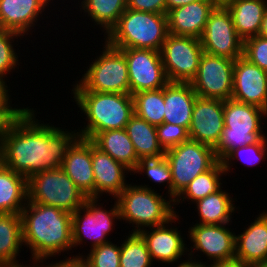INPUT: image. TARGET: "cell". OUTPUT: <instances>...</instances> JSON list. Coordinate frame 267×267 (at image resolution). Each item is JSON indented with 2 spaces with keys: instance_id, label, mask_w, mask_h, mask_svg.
Instances as JSON below:
<instances>
[{
  "instance_id": "6da1fadb",
  "label": "cell",
  "mask_w": 267,
  "mask_h": 267,
  "mask_svg": "<svg viewBox=\"0 0 267 267\" xmlns=\"http://www.w3.org/2000/svg\"><path fill=\"white\" fill-rule=\"evenodd\" d=\"M28 108L13 123L0 144L1 164L26 179L46 170L60 168L77 130L44 124ZM76 131V132H75Z\"/></svg>"
},
{
  "instance_id": "7a4b0ae2",
  "label": "cell",
  "mask_w": 267,
  "mask_h": 267,
  "mask_svg": "<svg viewBox=\"0 0 267 267\" xmlns=\"http://www.w3.org/2000/svg\"><path fill=\"white\" fill-rule=\"evenodd\" d=\"M23 245L32 260L45 261L72 250V215L56 207L27 202L20 213Z\"/></svg>"
},
{
  "instance_id": "3957f363",
  "label": "cell",
  "mask_w": 267,
  "mask_h": 267,
  "mask_svg": "<svg viewBox=\"0 0 267 267\" xmlns=\"http://www.w3.org/2000/svg\"><path fill=\"white\" fill-rule=\"evenodd\" d=\"M74 100L86 117L87 125L78 136L92 139L97 133L124 129L134 114V100L130 93H101L73 91Z\"/></svg>"
},
{
  "instance_id": "277c9868",
  "label": "cell",
  "mask_w": 267,
  "mask_h": 267,
  "mask_svg": "<svg viewBox=\"0 0 267 267\" xmlns=\"http://www.w3.org/2000/svg\"><path fill=\"white\" fill-rule=\"evenodd\" d=\"M149 185L128 184L114 199L119 208L120 220L135 227L133 232L168 223L177 211L174 201L164 198ZM134 224L136 226H134Z\"/></svg>"
},
{
  "instance_id": "5b68a950",
  "label": "cell",
  "mask_w": 267,
  "mask_h": 267,
  "mask_svg": "<svg viewBox=\"0 0 267 267\" xmlns=\"http://www.w3.org/2000/svg\"><path fill=\"white\" fill-rule=\"evenodd\" d=\"M168 32L166 14L126 9L105 36L115 48H141L161 51Z\"/></svg>"
},
{
  "instance_id": "8992f818",
  "label": "cell",
  "mask_w": 267,
  "mask_h": 267,
  "mask_svg": "<svg viewBox=\"0 0 267 267\" xmlns=\"http://www.w3.org/2000/svg\"><path fill=\"white\" fill-rule=\"evenodd\" d=\"M224 124L220 142L215 147V155L222 161L233 149L257 143L262 134L261 120L267 111L246 103L228 99L223 101Z\"/></svg>"
},
{
  "instance_id": "52a82bcc",
  "label": "cell",
  "mask_w": 267,
  "mask_h": 267,
  "mask_svg": "<svg viewBox=\"0 0 267 267\" xmlns=\"http://www.w3.org/2000/svg\"><path fill=\"white\" fill-rule=\"evenodd\" d=\"M100 56L92 61L72 91L130 93L128 65L124 53L104 42Z\"/></svg>"
},
{
  "instance_id": "ba28073f",
  "label": "cell",
  "mask_w": 267,
  "mask_h": 267,
  "mask_svg": "<svg viewBox=\"0 0 267 267\" xmlns=\"http://www.w3.org/2000/svg\"><path fill=\"white\" fill-rule=\"evenodd\" d=\"M27 188L28 202L56 207L71 215L87 199L61 167L31 176Z\"/></svg>"
},
{
  "instance_id": "9c48e42d",
  "label": "cell",
  "mask_w": 267,
  "mask_h": 267,
  "mask_svg": "<svg viewBox=\"0 0 267 267\" xmlns=\"http://www.w3.org/2000/svg\"><path fill=\"white\" fill-rule=\"evenodd\" d=\"M172 174V200L174 201L199 174L210 170L219 159L214 148L188 139L165 151Z\"/></svg>"
},
{
  "instance_id": "30bf717a",
  "label": "cell",
  "mask_w": 267,
  "mask_h": 267,
  "mask_svg": "<svg viewBox=\"0 0 267 267\" xmlns=\"http://www.w3.org/2000/svg\"><path fill=\"white\" fill-rule=\"evenodd\" d=\"M98 201L99 198H87L84 205L72 214L73 247L80 246L87 238L91 241V248L110 242L106 236L113 231L115 220L120 221L117 201L110 210L104 209Z\"/></svg>"
},
{
  "instance_id": "8fae6325",
  "label": "cell",
  "mask_w": 267,
  "mask_h": 267,
  "mask_svg": "<svg viewBox=\"0 0 267 267\" xmlns=\"http://www.w3.org/2000/svg\"><path fill=\"white\" fill-rule=\"evenodd\" d=\"M160 52L169 82L181 83L195 78L204 53L200 39L172 34L167 35Z\"/></svg>"
},
{
  "instance_id": "7c38bea8",
  "label": "cell",
  "mask_w": 267,
  "mask_h": 267,
  "mask_svg": "<svg viewBox=\"0 0 267 267\" xmlns=\"http://www.w3.org/2000/svg\"><path fill=\"white\" fill-rule=\"evenodd\" d=\"M223 225L214 224H199L193 223L190 229H188V237L192 242L193 247L187 248L188 262L198 266H211L221 262H227L235 260V232L231 231L229 227ZM233 232V233H232ZM203 252L207 259L211 261L209 265H206L200 260H196L193 251ZM190 255V257H189ZM194 258V259H193ZM193 259V260H192Z\"/></svg>"
},
{
  "instance_id": "4fadbf2b",
  "label": "cell",
  "mask_w": 267,
  "mask_h": 267,
  "mask_svg": "<svg viewBox=\"0 0 267 267\" xmlns=\"http://www.w3.org/2000/svg\"><path fill=\"white\" fill-rule=\"evenodd\" d=\"M235 60L203 53L190 82L198 97L226 101L232 98Z\"/></svg>"
},
{
  "instance_id": "5bb4252c",
  "label": "cell",
  "mask_w": 267,
  "mask_h": 267,
  "mask_svg": "<svg viewBox=\"0 0 267 267\" xmlns=\"http://www.w3.org/2000/svg\"><path fill=\"white\" fill-rule=\"evenodd\" d=\"M204 53L236 60L243 56L244 40L235 30L226 7H215L200 38Z\"/></svg>"
},
{
  "instance_id": "9a60e30c",
  "label": "cell",
  "mask_w": 267,
  "mask_h": 267,
  "mask_svg": "<svg viewBox=\"0 0 267 267\" xmlns=\"http://www.w3.org/2000/svg\"><path fill=\"white\" fill-rule=\"evenodd\" d=\"M126 58L130 94L156 90L169 83L162 62L161 52L141 48H117Z\"/></svg>"
},
{
  "instance_id": "2e32d148",
  "label": "cell",
  "mask_w": 267,
  "mask_h": 267,
  "mask_svg": "<svg viewBox=\"0 0 267 267\" xmlns=\"http://www.w3.org/2000/svg\"><path fill=\"white\" fill-rule=\"evenodd\" d=\"M223 119L222 100L197 97L188 130L189 139L215 149L225 127Z\"/></svg>"
},
{
  "instance_id": "e0dca14e",
  "label": "cell",
  "mask_w": 267,
  "mask_h": 267,
  "mask_svg": "<svg viewBox=\"0 0 267 267\" xmlns=\"http://www.w3.org/2000/svg\"><path fill=\"white\" fill-rule=\"evenodd\" d=\"M232 99L267 111V72L243 56L234 63Z\"/></svg>"
},
{
  "instance_id": "ac0fdd59",
  "label": "cell",
  "mask_w": 267,
  "mask_h": 267,
  "mask_svg": "<svg viewBox=\"0 0 267 267\" xmlns=\"http://www.w3.org/2000/svg\"><path fill=\"white\" fill-rule=\"evenodd\" d=\"M179 216L176 214L168 223L163 225L149 227L151 232L147 228L138 232L146 242L152 261L173 264L179 262V259L182 260V255L187 253V246L183 236H181L182 233L177 227H172V223L179 220ZM167 224H171V228Z\"/></svg>"
},
{
  "instance_id": "d6986e66",
  "label": "cell",
  "mask_w": 267,
  "mask_h": 267,
  "mask_svg": "<svg viewBox=\"0 0 267 267\" xmlns=\"http://www.w3.org/2000/svg\"><path fill=\"white\" fill-rule=\"evenodd\" d=\"M61 168L87 198H94L92 141L77 137L68 147Z\"/></svg>"
},
{
  "instance_id": "ffe728a7",
  "label": "cell",
  "mask_w": 267,
  "mask_h": 267,
  "mask_svg": "<svg viewBox=\"0 0 267 267\" xmlns=\"http://www.w3.org/2000/svg\"><path fill=\"white\" fill-rule=\"evenodd\" d=\"M92 169L94 173V198L109 194L116 198L128 185L125 172L130 171L123 164L114 160L92 142Z\"/></svg>"
},
{
  "instance_id": "44dd1931",
  "label": "cell",
  "mask_w": 267,
  "mask_h": 267,
  "mask_svg": "<svg viewBox=\"0 0 267 267\" xmlns=\"http://www.w3.org/2000/svg\"><path fill=\"white\" fill-rule=\"evenodd\" d=\"M51 0H0V29L22 35L35 27Z\"/></svg>"
},
{
  "instance_id": "7402d4cb",
  "label": "cell",
  "mask_w": 267,
  "mask_h": 267,
  "mask_svg": "<svg viewBox=\"0 0 267 267\" xmlns=\"http://www.w3.org/2000/svg\"><path fill=\"white\" fill-rule=\"evenodd\" d=\"M247 228V229H246ZM235 235V259L256 266L267 263V211Z\"/></svg>"
},
{
  "instance_id": "603a6c76",
  "label": "cell",
  "mask_w": 267,
  "mask_h": 267,
  "mask_svg": "<svg viewBox=\"0 0 267 267\" xmlns=\"http://www.w3.org/2000/svg\"><path fill=\"white\" fill-rule=\"evenodd\" d=\"M214 8L207 0H198L168 11L166 16L169 34L200 39Z\"/></svg>"
},
{
  "instance_id": "cb8c5ba5",
  "label": "cell",
  "mask_w": 267,
  "mask_h": 267,
  "mask_svg": "<svg viewBox=\"0 0 267 267\" xmlns=\"http://www.w3.org/2000/svg\"><path fill=\"white\" fill-rule=\"evenodd\" d=\"M190 83L169 82L164 86V121L189 130L197 98Z\"/></svg>"
},
{
  "instance_id": "d4e9b609",
  "label": "cell",
  "mask_w": 267,
  "mask_h": 267,
  "mask_svg": "<svg viewBox=\"0 0 267 267\" xmlns=\"http://www.w3.org/2000/svg\"><path fill=\"white\" fill-rule=\"evenodd\" d=\"M226 8L236 32L243 40L259 34L267 0H232Z\"/></svg>"
},
{
  "instance_id": "484cf974",
  "label": "cell",
  "mask_w": 267,
  "mask_h": 267,
  "mask_svg": "<svg viewBox=\"0 0 267 267\" xmlns=\"http://www.w3.org/2000/svg\"><path fill=\"white\" fill-rule=\"evenodd\" d=\"M91 141L100 150L128 168L130 175L136 169L140 160L125 128L97 133Z\"/></svg>"
},
{
  "instance_id": "4316f807",
  "label": "cell",
  "mask_w": 267,
  "mask_h": 267,
  "mask_svg": "<svg viewBox=\"0 0 267 267\" xmlns=\"http://www.w3.org/2000/svg\"><path fill=\"white\" fill-rule=\"evenodd\" d=\"M27 202V179L0 163V213L20 214Z\"/></svg>"
},
{
  "instance_id": "83f0119b",
  "label": "cell",
  "mask_w": 267,
  "mask_h": 267,
  "mask_svg": "<svg viewBox=\"0 0 267 267\" xmlns=\"http://www.w3.org/2000/svg\"><path fill=\"white\" fill-rule=\"evenodd\" d=\"M125 130L139 160L164 156L165 151L158 142L156 126L149 124L134 113L126 124Z\"/></svg>"
},
{
  "instance_id": "f1b7e54d",
  "label": "cell",
  "mask_w": 267,
  "mask_h": 267,
  "mask_svg": "<svg viewBox=\"0 0 267 267\" xmlns=\"http://www.w3.org/2000/svg\"><path fill=\"white\" fill-rule=\"evenodd\" d=\"M226 190L220 189L216 193L209 194L201 200L195 202L196 211L200 216L197 221L199 224L223 225L232 223V213L235 212L236 206L234 199Z\"/></svg>"
},
{
  "instance_id": "f546056e",
  "label": "cell",
  "mask_w": 267,
  "mask_h": 267,
  "mask_svg": "<svg viewBox=\"0 0 267 267\" xmlns=\"http://www.w3.org/2000/svg\"><path fill=\"white\" fill-rule=\"evenodd\" d=\"M22 246L20 214L0 213V265L21 264L16 258Z\"/></svg>"
},
{
  "instance_id": "4dcf8cb0",
  "label": "cell",
  "mask_w": 267,
  "mask_h": 267,
  "mask_svg": "<svg viewBox=\"0 0 267 267\" xmlns=\"http://www.w3.org/2000/svg\"><path fill=\"white\" fill-rule=\"evenodd\" d=\"M80 5V10H84L85 15L88 14L94 25L103 28V35L110 32L127 9L126 0H82Z\"/></svg>"
},
{
  "instance_id": "1f68e13d",
  "label": "cell",
  "mask_w": 267,
  "mask_h": 267,
  "mask_svg": "<svg viewBox=\"0 0 267 267\" xmlns=\"http://www.w3.org/2000/svg\"><path fill=\"white\" fill-rule=\"evenodd\" d=\"M223 174L225 175L226 173L222 162L219 160L210 170L199 174L188 184L183 192L174 200V210H176L175 205H179L180 202L185 201L184 199L195 203L209 194L219 191L223 188V183L220 181Z\"/></svg>"
},
{
  "instance_id": "d6a6232c",
  "label": "cell",
  "mask_w": 267,
  "mask_h": 267,
  "mask_svg": "<svg viewBox=\"0 0 267 267\" xmlns=\"http://www.w3.org/2000/svg\"><path fill=\"white\" fill-rule=\"evenodd\" d=\"M134 113L149 124L158 126L164 121V87L140 91L132 95Z\"/></svg>"
},
{
  "instance_id": "836d02e7",
  "label": "cell",
  "mask_w": 267,
  "mask_h": 267,
  "mask_svg": "<svg viewBox=\"0 0 267 267\" xmlns=\"http://www.w3.org/2000/svg\"><path fill=\"white\" fill-rule=\"evenodd\" d=\"M120 244V267H151L152 259L146 242L138 232H131Z\"/></svg>"
},
{
  "instance_id": "e575fe53",
  "label": "cell",
  "mask_w": 267,
  "mask_h": 267,
  "mask_svg": "<svg viewBox=\"0 0 267 267\" xmlns=\"http://www.w3.org/2000/svg\"><path fill=\"white\" fill-rule=\"evenodd\" d=\"M90 249L87 256L79 254V256L67 257L66 260L80 259L86 267H120L119 245L110 241Z\"/></svg>"
},
{
  "instance_id": "d590c367",
  "label": "cell",
  "mask_w": 267,
  "mask_h": 267,
  "mask_svg": "<svg viewBox=\"0 0 267 267\" xmlns=\"http://www.w3.org/2000/svg\"><path fill=\"white\" fill-rule=\"evenodd\" d=\"M266 156L267 138H261L257 143L233 149L221 162L223 164L224 171L227 174L230 172V168L233 166L232 161L234 160L238 159L248 166H254L259 162L261 163V161H265L264 158L266 159Z\"/></svg>"
},
{
  "instance_id": "8d00e7d4",
  "label": "cell",
  "mask_w": 267,
  "mask_h": 267,
  "mask_svg": "<svg viewBox=\"0 0 267 267\" xmlns=\"http://www.w3.org/2000/svg\"><path fill=\"white\" fill-rule=\"evenodd\" d=\"M132 173H144L149 180L156 184L163 183L164 185L166 183L165 187L168 189V197L172 199V174L165 156L140 160Z\"/></svg>"
},
{
  "instance_id": "74e56055",
  "label": "cell",
  "mask_w": 267,
  "mask_h": 267,
  "mask_svg": "<svg viewBox=\"0 0 267 267\" xmlns=\"http://www.w3.org/2000/svg\"><path fill=\"white\" fill-rule=\"evenodd\" d=\"M20 36L22 35L17 32L0 29V78L4 80L7 73L9 74L19 65L18 55L13 48V44L18 37L21 39Z\"/></svg>"
},
{
  "instance_id": "f35d334b",
  "label": "cell",
  "mask_w": 267,
  "mask_h": 267,
  "mask_svg": "<svg viewBox=\"0 0 267 267\" xmlns=\"http://www.w3.org/2000/svg\"><path fill=\"white\" fill-rule=\"evenodd\" d=\"M243 57L267 72V38L257 35L244 40Z\"/></svg>"
},
{
  "instance_id": "ab89813d",
  "label": "cell",
  "mask_w": 267,
  "mask_h": 267,
  "mask_svg": "<svg viewBox=\"0 0 267 267\" xmlns=\"http://www.w3.org/2000/svg\"><path fill=\"white\" fill-rule=\"evenodd\" d=\"M156 133L158 142L164 151L189 139L188 130L185 127L171 123H162L156 126Z\"/></svg>"
},
{
  "instance_id": "60d3db41",
  "label": "cell",
  "mask_w": 267,
  "mask_h": 267,
  "mask_svg": "<svg viewBox=\"0 0 267 267\" xmlns=\"http://www.w3.org/2000/svg\"><path fill=\"white\" fill-rule=\"evenodd\" d=\"M9 103L4 109H0V144L4 140L13 123L23 114L27 108H13Z\"/></svg>"
},
{
  "instance_id": "b9f144b4",
  "label": "cell",
  "mask_w": 267,
  "mask_h": 267,
  "mask_svg": "<svg viewBox=\"0 0 267 267\" xmlns=\"http://www.w3.org/2000/svg\"><path fill=\"white\" fill-rule=\"evenodd\" d=\"M127 8L135 11L167 14L166 0H126Z\"/></svg>"
},
{
  "instance_id": "7bdbcfd3",
  "label": "cell",
  "mask_w": 267,
  "mask_h": 267,
  "mask_svg": "<svg viewBox=\"0 0 267 267\" xmlns=\"http://www.w3.org/2000/svg\"><path fill=\"white\" fill-rule=\"evenodd\" d=\"M7 83L4 79L0 78V109H4L10 102V96Z\"/></svg>"
},
{
  "instance_id": "ee69618b",
  "label": "cell",
  "mask_w": 267,
  "mask_h": 267,
  "mask_svg": "<svg viewBox=\"0 0 267 267\" xmlns=\"http://www.w3.org/2000/svg\"><path fill=\"white\" fill-rule=\"evenodd\" d=\"M54 267H86L80 259H72V260H60L57 263H54Z\"/></svg>"
},
{
  "instance_id": "f6af8a7d",
  "label": "cell",
  "mask_w": 267,
  "mask_h": 267,
  "mask_svg": "<svg viewBox=\"0 0 267 267\" xmlns=\"http://www.w3.org/2000/svg\"><path fill=\"white\" fill-rule=\"evenodd\" d=\"M196 1L198 0H166L167 12L174 8L184 6L189 3L196 2Z\"/></svg>"
},
{
  "instance_id": "bcb514c9",
  "label": "cell",
  "mask_w": 267,
  "mask_h": 267,
  "mask_svg": "<svg viewBox=\"0 0 267 267\" xmlns=\"http://www.w3.org/2000/svg\"><path fill=\"white\" fill-rule=\"evenodd\" d=\"M208 267H253L250 266L248 264H244L243 262H240L238 260H231V261H227V262H221V263H217Z\"/></svg>"
},
{
  "instance_id": "7dc6e473",
  "label": "cell",
  "mask_w": 267,
  "mask_h": 267,
  "mask_svg": "<svg viewBox=\"0 0 267 267\" xmlns=\"http://www.w3.org/2000/svg\"><path fill=\"white\" fill-rule=\"evenodd\" d=\"M34 263H33V266H30V265H26L25 264V266H24V264H9V265H0V267H54V263L53 264H48V265H41V266H38L39 265V263H43L44 261H36V260H34L33 261Z\"/></svg>"
},
{
  "instance_id": "c3c4849f",
  "label": "cell",
  "mask_w": 267,
  "mask_h": 267,
  "mask_svg": "<svg viewBox=\"0 0 267 267\" xmlns=\"http://www.w3.org/2000/svg\"><path fill=\"white\" fill-rule=\"evenodd\" d=\"M258 35L261 36V37L267 38V8L265 10V13H264V16H263V20H262L261 27H260Z\"/></svg>"
},
{
  "instance_id": "681fc988",
  "label": "cell",
  "mask_w": 267,
  "mask_h": 267,
  "mask_svg": "<svg viewBox=\"0 0 267 267\" xmlns=\"http://www.w3.org/2000/svg\"><path fill=\"white\" fill-rule=\"evenodd\" d=\"M215 7H226L232 0H207Z\"/></svg>"
},
{
  "instance_id": "f907efd6",
  "label": "cell",
  "mask_w": 267,
  "mask_h": 267,
  "mask_svg": "<svg viewBox=\"0 0 267 267\" xmlns=\"http://www.w3.org/2000/svg\"><path fill=\"white\" fill-rule=\"evenodd\" d=\"M177 267H207V266L193 265V264H190L188 260H185L184 262L181 261V263Z\"/></svg>"
},
{
  "instance_id": "816d5d0a",
  "label": "cell",
  "mask_w": 267,
  "mask_h": 267,
  "mask_svg": "<svg viewBox=\"0 0 267 267\" xmlns=\"http://www.w3.org/2000/svg\"><path fill=\"white\" fill-rule=\"evenodd\" d=\"M254 267H267V263L266 264H260V265H256Z\"/></svg>"
}]
</instances>
